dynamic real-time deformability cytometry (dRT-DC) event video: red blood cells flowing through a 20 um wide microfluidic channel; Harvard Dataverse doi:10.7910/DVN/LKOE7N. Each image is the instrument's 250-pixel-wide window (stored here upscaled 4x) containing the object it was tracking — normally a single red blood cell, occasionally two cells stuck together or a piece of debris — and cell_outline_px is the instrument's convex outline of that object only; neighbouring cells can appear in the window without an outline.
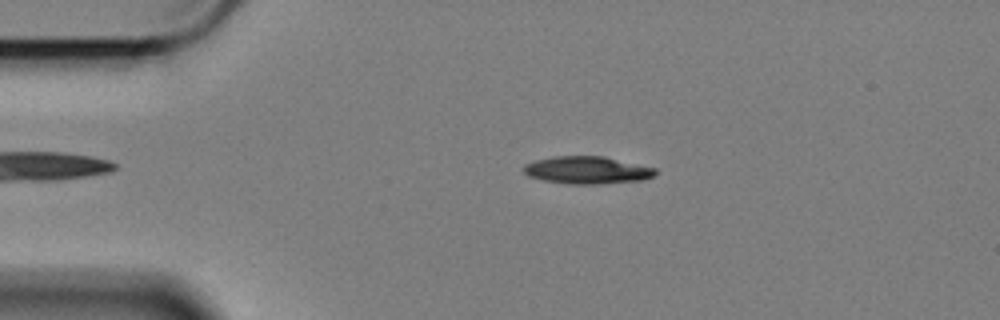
{"species": "Egyptian fruit bat (a non-hibernating species)", "species_latin": "Rousettus aegyptiacus", "temperature_condition": "cold", "stored_images_in_passage": 53, "camera_frame_rate_fps": 3000, "um_per_image_px": 0.085, "animal": {"sex": "female"}, "frame": {"image": 1, "passage_image": 7, "time_ms": 2.0, "image_size_px": [1000, 320], "cell_outline_px": [[660, 172], [656, 176], [640, 180], [596, 184], [568, 184], [544, 180], [528, 176], [524, 172], [524, 164], [536, 160], [552, 156], [604, 156], [656, 168]], "centroid_in_image_um": [49.94, 14.45], "position_along_channel_um": 35.1, "area_um2": 21.15}}
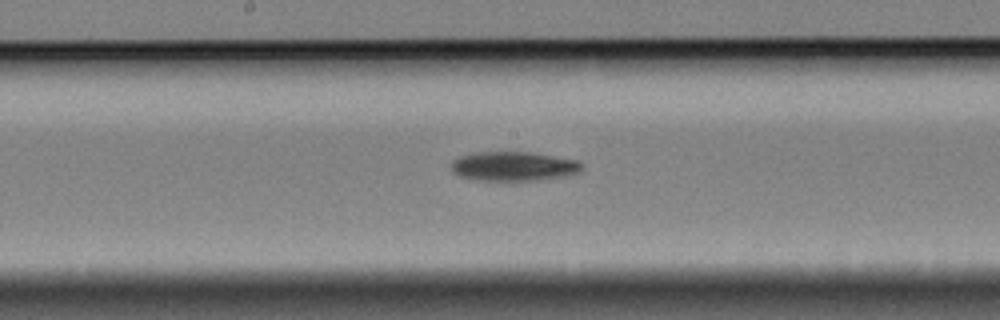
{"frame": {"image": 2, "passage_image": 25, "time_ms": 8.0, "image_size_px": [1000, 320], "cell_outline_px": [[584, 168], [580, 172], [568, 176], [540, 180], [476, 180], [460, 176], [452, 172], [452, 160], [460, 156], [476, 152], [532, 152], [576, 160], [584, 164]], "centroid_in_image_um": [43.7, 14.13], "position_along_channel_um": 204.5, "area_um2": 22.48}}
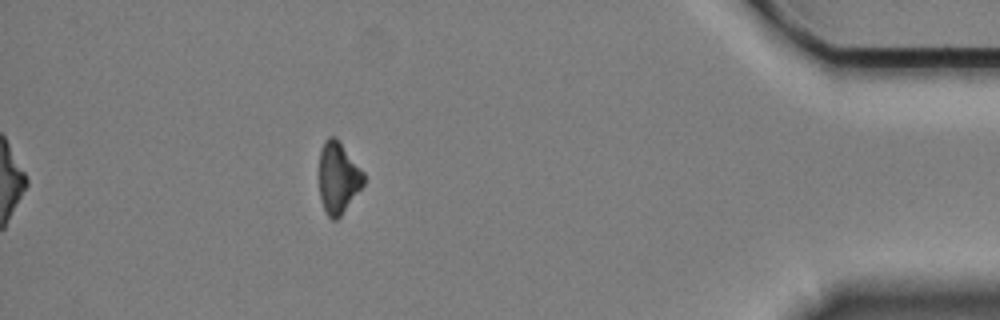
{"frame": {"image": 3, "passage_image": 47, "time_ms": 15.333, "image_size_px": [1000, 320], "cell_outline_px": [[364, 184], [340, 216], [336, 220], [332, 220], [324, 212], [320, 200], [316, 176], [320, 148], [324, 140], [328, 136], [336, 136], [364, 172]], "centroid_in_image_um": [28.67, 15.08], "position_along_channel_um": 406.5, "area_um2": 19.36}, "authors_computed_cell_mechanics": {"area_um2": 20.808, "velocity_mm_per_s": 3.4083, "shape_relaxation_time_tau1_ms": 3.0763, "shape_relaxation_time_tau2_ms": null, "deformation_change_tau1": 0.1215, "deformation_change_tau2": null}}